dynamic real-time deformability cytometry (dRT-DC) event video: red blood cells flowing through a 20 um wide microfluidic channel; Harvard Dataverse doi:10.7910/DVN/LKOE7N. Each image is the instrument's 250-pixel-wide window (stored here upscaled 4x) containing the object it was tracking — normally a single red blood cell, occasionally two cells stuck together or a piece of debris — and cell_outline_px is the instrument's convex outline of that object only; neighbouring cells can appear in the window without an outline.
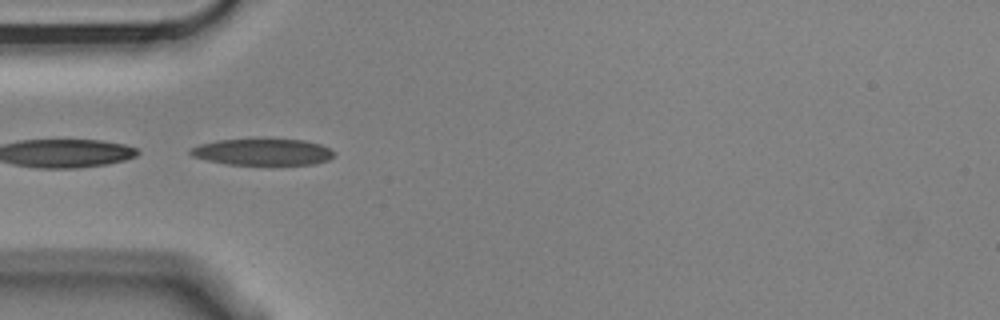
{"species": "Egyptian fruit bat (a non-hibernating species)", "species_latin": "Rousettus aegyptiacus", "temperature_condition": "cold", "stored_images_in_passage": 7, "camera_frame_rate_fps": 3000, "um_per_image_px": 0.085, "animal": {"sex": "male"}, "frame": {"image": 1, "passage_image": 3, "time_ms": 0.667, "image_size_px": [1000, 320], "cell_outline_px": [[336, 152], [328, 160], [316, 164], [268, 168], [228, 164], [208, 160], [192, 156], [188, 152], [192, 148], [200, 144], [216, 140], [304, 140], [320, 144]], "centroid_in_image_um": [22.37, 12.98], "position_along_channel_um": 62.6, "area_um2": 23.0}}
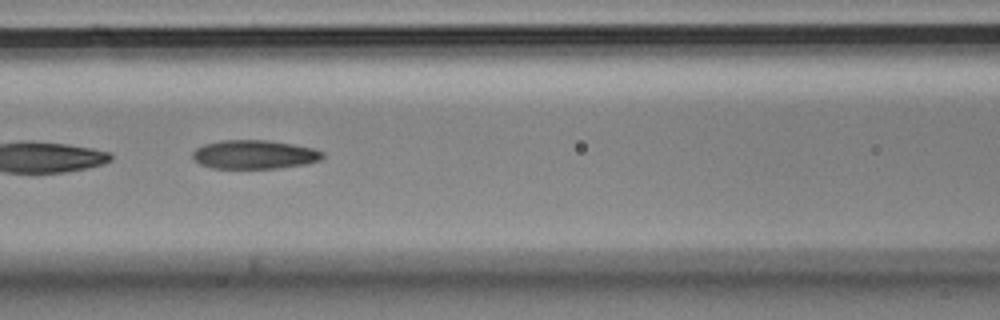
{"frame": {"image": 2, "passage_image": 5, "time_ms": 1.333, "image_size_px": [1000, 320], "cell_outline_px": [[324, 156], [320, 160], [304, 164], [280, 168], [212, 168], [200, 164], [192, 156], [192, 152], [196, 148], [204, 144], [220, 140], [264, 140], [292, 144], [312, 148], [324, 152]], "centroid_in_image_um": [21.61, 13.13], "position_along_channel_um": 145.0, "area_um2": 21.73}}
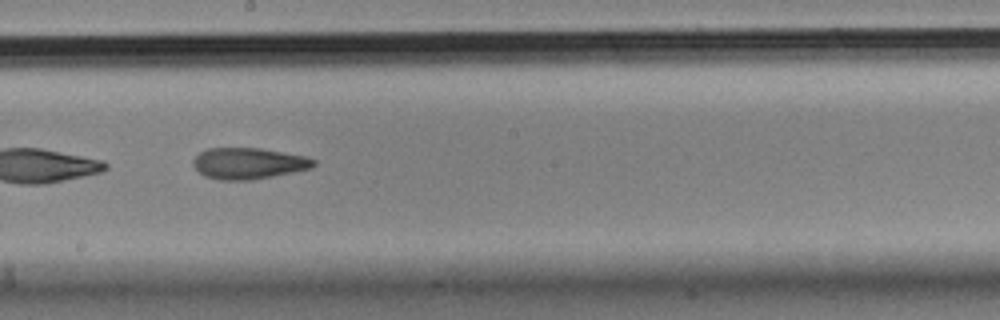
{"frame": {"image": 3, "passage_image": 7, "time_ms": 2.0, "image_size_px": [1000, 320], "cell_outline_px": [[316, 164], [312, 168], [252, 180], [220, 180], [204, 176], [192, 164], [192, 160], [200, 152], [208, 148], [260, 148], [308, 156], [316, 160]], "centroid_in_image_um": [21.14, 13.88], "position_along_channel_um": 227.1, "area_um2": 22.02}}